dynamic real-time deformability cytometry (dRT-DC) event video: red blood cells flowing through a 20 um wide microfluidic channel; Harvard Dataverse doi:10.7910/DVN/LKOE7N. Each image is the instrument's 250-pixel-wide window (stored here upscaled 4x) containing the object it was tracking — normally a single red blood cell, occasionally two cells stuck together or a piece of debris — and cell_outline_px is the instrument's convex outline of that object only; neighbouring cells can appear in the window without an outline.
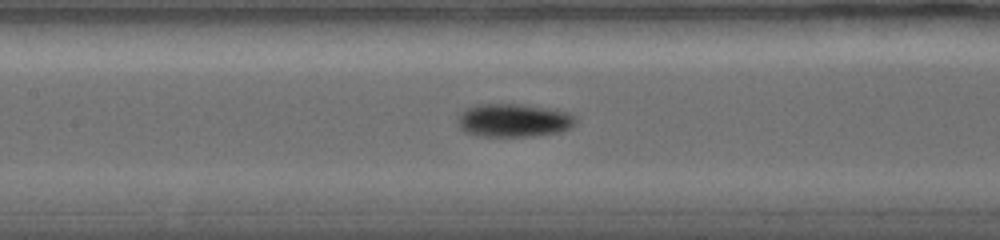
{"species": "common noctule bat (a hibernating species)", "species_latin": "Nyctalus noctula", "temperature_condition": "warm", "stored_images_in_passage": 23, "camera_frame_rate_fps": 5000, "um_per_image_px": 0.085, "animal": {"sex": "female", "body_mass_g": 19.0, "forearm_length_mm": 56.7}, "frame": {"image": 1, "passage_image": 20, "time_ms": 6.2, "image_size_px": [1000, 240], "cell_outline_px": [[576, 124], [560, 132], [532, 136], [476, 136], [464, 132], [456, 124], [456, 120], [460, 112], [464, 108], [472, 104], [524, 104], [556, 108], [568, 112], [576, 116]], "centroid_in_image_um": [43.63, 10.21], "position_along_channel_um": 163.8, "area_um2": 23.58}}